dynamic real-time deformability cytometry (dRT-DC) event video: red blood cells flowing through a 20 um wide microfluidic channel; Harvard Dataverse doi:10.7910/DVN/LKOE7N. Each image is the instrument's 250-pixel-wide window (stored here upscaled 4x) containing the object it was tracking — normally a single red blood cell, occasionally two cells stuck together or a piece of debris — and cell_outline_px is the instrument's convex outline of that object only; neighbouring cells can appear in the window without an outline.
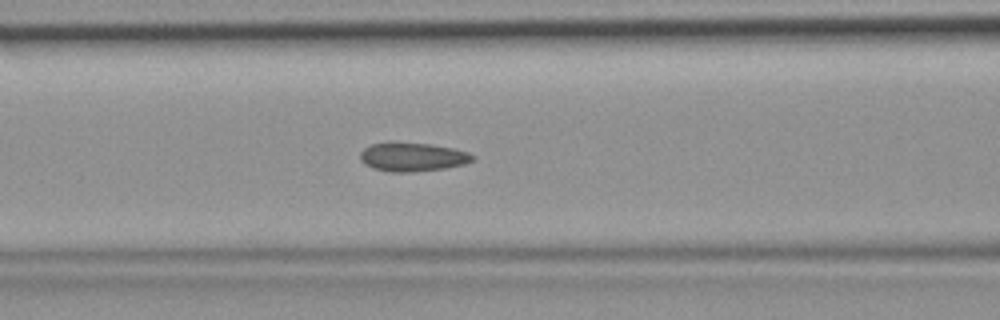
{"species": "common noctule bat (a hibernating species)", "species_latin": "Nyctalus noctula", "temperature_condition": "room temperature", "stored_images_in_passage": 46, "camera_frame_rate_fps": 3000, "um_per_image_px": 0.085, "animal": {"sex": "female", "body_mass_g": 19.9}, "frame": {"image": 1, "passage_image": 19, "time_ms": 6.0, "image_size_px": [1000, 320], "cell_outline_px": [[476, 156], [472, 160], [464, 164], [444, 168], [408, 172], [392, 172], [372, 168], [364, 164], [360, 160], [360, 152], [364, 148], [372, 144], [428, 144], [452, 148], [468, 152]], "centroid_in_image_um": [35.06, 13.37], "position_along_channel_um": 131.5, "area_um2": 18.26}}
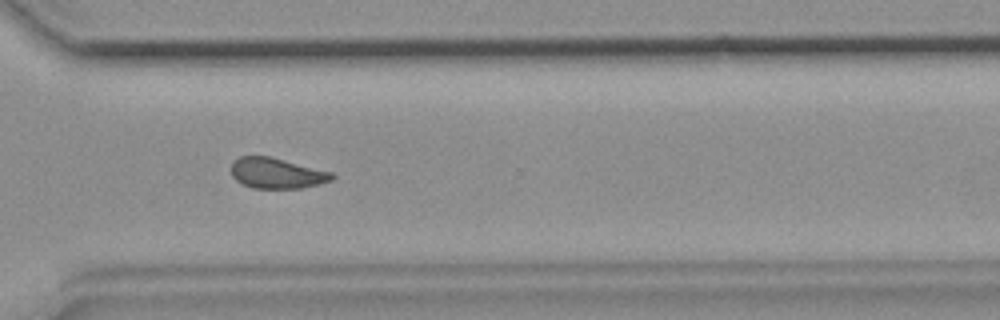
{"frame": {"image": 2, "passage_image": 34, "time_ms": 11.0, "image_size_px": [1000, 320], "cell_outline_px": [[336, 176], [332, 180], [320, 184], [300, 188], [252, 188], [240, 184], [232, 176], [232, 164], [240, 156], [268, 156], [332, 172]], "centroid_in_image_um": [23.53, 14.73], "position_along_channel_um": 347.1, "area_um2": 17.86}}
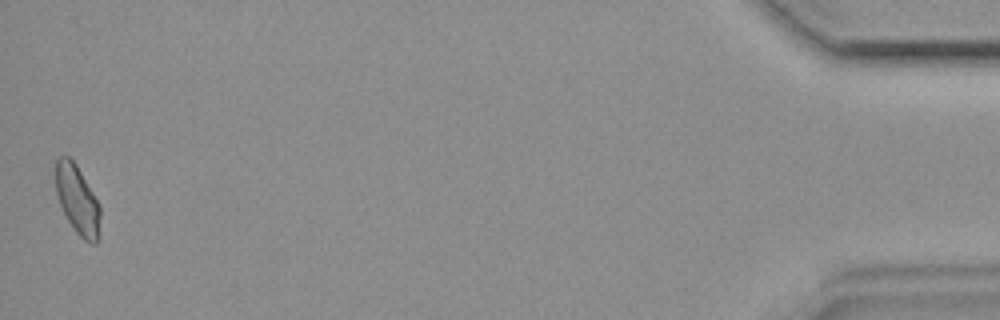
{"frame": {"image": 3, "passage_image": 46, "time_ms": 15.0, "image_size_px": [1000, 320], "cell_outline_px": [[100, 240], [96, 244], [92, 244], [84, 240], [76, 232], [68, 220], [60, 204], [56, 192], [56, 160], [60, 156], [68, 156], [76, 164], [100, 204]], "centroid_in_image_um": [6.62, 17.03], "position_along_channel_um": 428.6, "area_um2": 17.98}}